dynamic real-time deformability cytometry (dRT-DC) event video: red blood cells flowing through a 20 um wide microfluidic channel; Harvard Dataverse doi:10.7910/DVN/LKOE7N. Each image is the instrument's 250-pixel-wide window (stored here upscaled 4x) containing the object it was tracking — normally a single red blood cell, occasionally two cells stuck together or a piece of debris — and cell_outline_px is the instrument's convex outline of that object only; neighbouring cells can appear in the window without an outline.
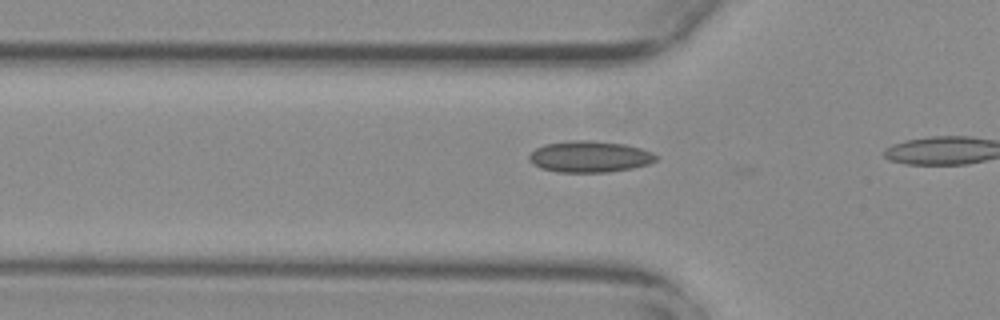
{"species": "common noctule bat (a hibernating species)", "species_latin": "Nyctalus noctula", "temperature_condition": "warm", "stored_images_in_passage": 10, "camera_frame_rate_fps": 3000, "um_per_image_px": 0.085, "animal": {"sex": "female", "body_mass_g": 29.2, "forearm_length_mm": 56.3}, "frame": {"image": 1, "passage_image": 9, "time_ms": 2.667, "image_size_px": [1000, 320], "cell_outline_px": [[660, 156], [656, 160], [648, 164], [632, 168], [608, 172], [556, 172], [540, 168], [532, 164], [528, 160], [528, 156], [536, 148], [544, 144], [576, 140], [592, 140], [624, 144], [640, 148], [652, 152]], "centroid_in_image_um": [50.11, 13.32], "position_along_channel_um": 75.7, "area_um2": 23.29}}